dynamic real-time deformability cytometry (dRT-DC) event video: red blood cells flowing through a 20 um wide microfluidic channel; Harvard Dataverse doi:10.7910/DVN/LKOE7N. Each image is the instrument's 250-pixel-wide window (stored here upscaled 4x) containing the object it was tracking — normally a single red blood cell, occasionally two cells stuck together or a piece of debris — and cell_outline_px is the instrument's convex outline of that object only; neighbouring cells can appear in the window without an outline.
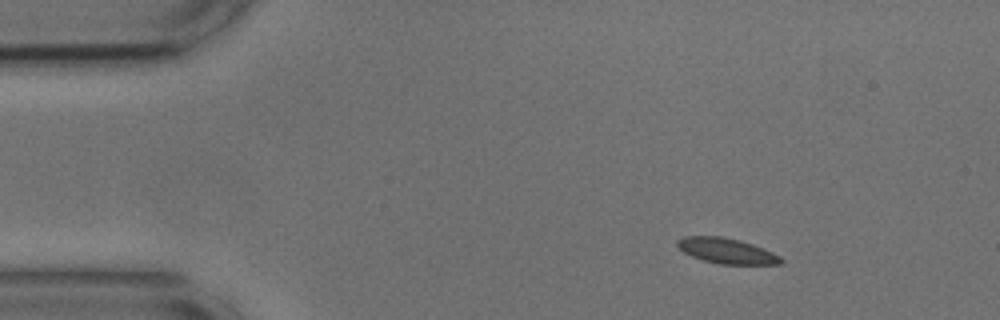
{"species": "common noctule bat (a hibernating species)", "species_latin": "Nyctalus noctula", "temperature_condition": "cold", "stored_images_in_passage": 5, "camera_frame_rate_fps": 3000, "um_per_image_px": 0.085, "animal": {"sex": "male", "body_mass_g": 17.9, "forearm_length_mm": 54.2}, "frame": {"image": 1, "passage_image": 1, "time_ms": 0.0, "image_size_px": [1000, 320], "cell_outline_px": [[784, 260], [780, 264], [720, 264], [704, 260], [692, 256], [684, 252], [676, 244], [676, 240], [684, 236], [724, 236], [740, 240], [764, 248], [780, 256]], "centroid_in_image_um": [61.77, 21.31], "position_along_channel_um": 23.2, "area_um2": 15.32}}
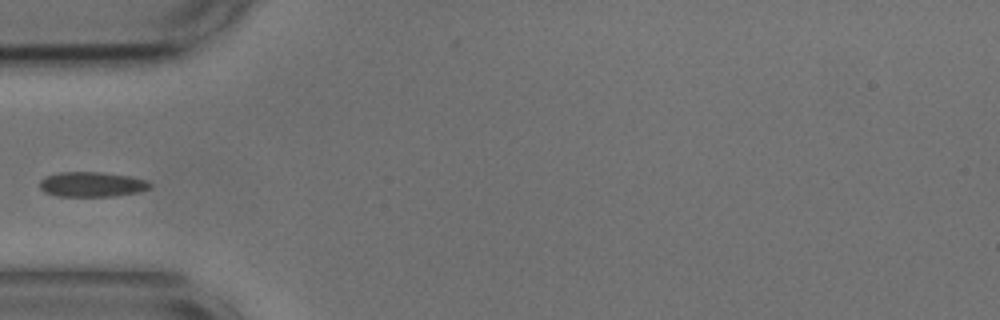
{"frame": {"image": 2, "passage_image": 4, "time_ms": 1.0, "image_size_px": [1000, 320], "cell_outline_px": [[152, 188], [140, 192], [112, 196], [56, 196], [44, 192], [40, 188], [40, 180], [44, 176], [56, 172], [104, 172], [132, 176], [148, 180], [152, 184]], "centroid_in_image_um": [7.84, 15.66], "position_along_channel_um": 77.2, "area_um2": 16.42}}